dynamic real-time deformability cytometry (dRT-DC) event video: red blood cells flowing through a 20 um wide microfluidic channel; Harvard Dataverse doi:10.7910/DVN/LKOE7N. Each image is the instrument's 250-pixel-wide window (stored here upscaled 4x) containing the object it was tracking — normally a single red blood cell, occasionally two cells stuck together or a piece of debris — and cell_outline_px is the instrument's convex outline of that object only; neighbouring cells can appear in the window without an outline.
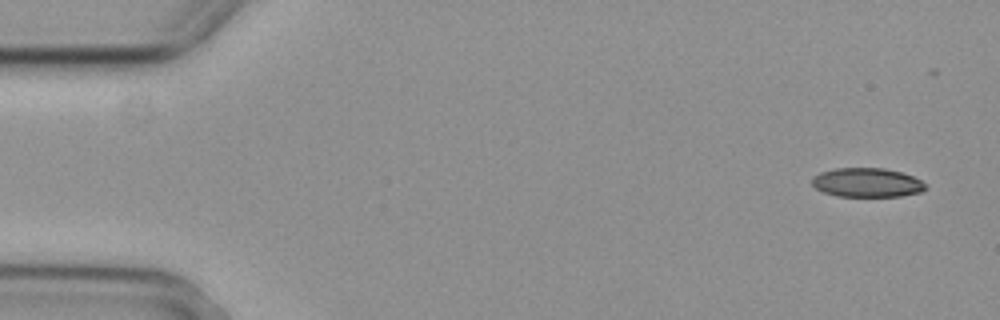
{"species": "common noctule bat (a hibernating species)", "species_latin": "Nyctalus noctula", "temperature_condition": "cold", "stored_images_in_passage": 5, "camera_frame_rate_fps": 3000, "um_per_image_px": 0.085, "animal": {"sex": "female", "body_mass_g": 29.2, "forearm_length_mm": 56.3}, "frame": {"image": 1, "passage_image": 1, "time_ms": 0.0, "image_size_px": [1000, 320], "cell_outline_px": [[928, 184], [920, 192], [900, 196], [836, 196], [824, 192], [816, 188], [812, 184], [812, 180], [820, 172], [836, 168], [884, 168], [900, 172], [912, 176]], "centroid_in_image_um": [73.7, 15.51], "position_along_channel_um": 11.3, "area_um2": 19.07}}
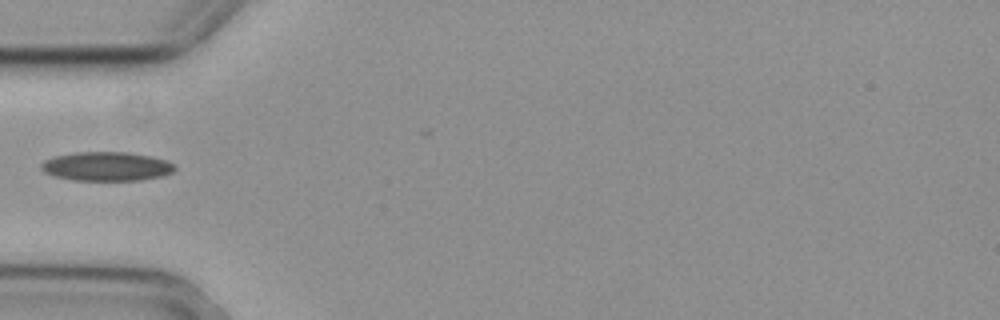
{"frame": {"image": 2, "passage_image": 5, "time_ms": 1.333, "image_size_px": [1000, 320], "cell_outline_px": [[176, 168], [172, 172], [164, 176], [140, 180], [72, 180], [56, 176], [44, 172], [40, 168], [40, 164], [44, 160], [56, 156], [76, 152], [128, 152], [148, 156], [164, 160], [172, 164]], "centroid_in_image_um": [9.03, 14.14], "position_along_channel_um": 76.0, "area_um2": 22.43}}